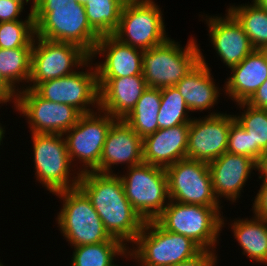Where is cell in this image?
<instances>
[{
  "label": "cell",
  "mask_w": 267,
  "mask_h": 266,
  "mask_svg": "<svg viewBox=\"0 0 267 266\" xmlns=\"http://www.w3.org/2000/svg\"><path fill=\"white\" fill-rule=\"evenodd\" d=\"M78 187L90 199L109 235L124 245H133L145 221L126 198L120 176L96 171L82 173Z\"/></svg>",
  "instance_id": "1"
},
{
  "label": "cell",
  "mask_w": 267,
  "mask_h": 266,
  "mask_svg": "<svg viewBox=\"0 0 267 266\" xmlns=\"http://www.w3.org/2000/svg\"><path fill=\"white\" fill-rule=\"evenodd\" d=\"M220 210L221 207L183 204L169 200L155 221L167 231L191 238L203 250L216 251L214 248L219 243L218 237L225 225Z\"/></svg>",
  "instance_id": "2"
},
{
  "label": "cell",
  "mask_w": 267,
  "mask_h": 266,
  "mask_svg": "<svg viewBox=\"0 0 267 266\" xmlns=\"http://www.w3.org/2000/svg\"><path fill=\"white\" fill-rule=\"evenodd\" d=\"M54 195L63 200L56 221L60 232L70 245L75 247L102 242H121L109 235L90 199L79 187L58 191Z\"/></svg>",
  "instance_id": "3"
},
{
  "label": "cell",
  "mask_w": 267,
  "mask_h": 266,
  "mask_svg": "<svg viewBox=\"0 0 267 266\" xmlns=\"http://www.w3.org/2000/svg\"><path fill=\"white\" fill-rule=\"evenodd\" d=\"M129 248L130 256L142 266H171L198 255L203 249L191 238L163 229L155 220L146 221Z\"/></svg>",
  "instance_id": "4"
},
{
  "label": "cell",
  "mask_w": 267,
  "mask_h": 266,
  "mask_svg": "<svg viewBox=\"0 0 267 266\" xmlns=\"http://www.w3.org/2000/svg\"><path fill=\"white\" fill-rule=\"evenodd\" d=\"M172 40L143 51L142 74L150 88L175 86L200 62L201 50L193 37L184 48Z\"/></svg>",
  "instance_id": "5"
},
{
  "label": "cell",
  "mask_w": 267,
  "mask_h": 266,
  "mask_svg": "<svg viewBox=\"0 0 267 266\" xmlns=\"http://www.w3.org/2000/svg\"><path fill=\"white\" fill-rule=\"evenodd\" d=\"M32 14L36 37L75 44L90 56L100 39L88 23L84 5L75 0L66 6L52 7L49 13Z\"/></svg>",
  "instance_id": "6"
},
{
  "label": "cell",
  "mask_w": 267,
  "mask_h": 266,
  "mask_svg": "<svg viewBox=\"0 0 267 266\" xmlns=\"http://www.w3.org/2000/svg\"><path fill=\"white\" fill-rule=\"evenodd\" d=\"M127 169L120 176L126 198L145 222L155 220L170 200L165 168L142 163Z\"/></svg>",
  "instance_id": "7"
},
{
  "label": "cell",
  "mask_w": 267,
  "mask_h": 266,
  "mask_svg": "<svg viewBox=\"0 0 267 266\" xmlns=\"http://www.w3.org/2000/svg\"><path fill=\"white\" fill-rule=\"evenodd\" d=\"M161 8L153 0H126L113 36L133 48L146 51L165 42Z\"/></svg>",
  "instance_id": "8"
},
{
  "label": "cell",
  "mask_w": 267,
  "mask_h": 266,
  "mask_svg": "<svg viewBox=\"0 0 267 266\" xmlns=\"http://www.w3.org/2000/svg\"><path fill=\"white\" fill-rule=\"evenodd\" d=\"M31 134L36 180L53 194L78 187L80 174L71 177L73 167L63 134Z\"/></svg>",
  "instance_id": "9"
},
{
  "label": "cell",
  "mask_w": 267,
  "mask_h": 266,
  "mask_svg": "<svg viewBox=\"0 0 267 266\" xmlns=\"http://www.w3.org/2000/svg\"><path fill=\"white\" fill-rule=\"evenodd\" d=\"M90 62L92 64L90 55L75 44L35 36L31 53L30 84L25 87L34 89L41 82L76 72L74 68L90 67Z\"/></svg>",
  "instance_id": "10"
},
{
  "label": "cell",
  "mask_w": 267,
  "mask_h": 266,
  "mask_svg": "<svg viewBox=\"0 0 267 266\" xmlns=\"http://www.w3.org/2000/svg\"><path fill=\"white\" fill-rule=\"evenodd\" d=\"M97 110L98 112L82 114L77 123L63 134L72 165H74V160L83 163L81 168H77L79 174L99 172L100 158L107 133L117 120L109 114Z\"/></svg>",
  "instance_id": "11"
},
{
  "label": "cell",
  "mask_w": 267,
  "mask_h": 266,
  "mask_svg": "<svg viewBox=\"0 0 267 266\" xmlns=\"http://www.w3.org/2000/svg\"><path fill=\"white\" fill-rule=\"evenodd\" d=\"M169 199L208 207H220L216 199L208 163L188 158L165 168Z\"/></svg>",
  "instance_id": "12"
},
{
  "label": "cell",
  "mask_w": 267,
  "mask_h": 266,
  "mask_svg": "<svg viewBox=\"0 0 267 266\" xmlns=\"http://www.w3.org/2000/svg\"><path fill=\"white\" fill-rule=\"evenodd\" d=\"M20 89L14 108L26 116L31 133L64 134L82 115L71 105L43 99L33 89Z\"/></svg>",
  "instance_id": "13"
},
{
  "label": "cell",
  "mask_w": 267,
  "mask_h": 266,
  "mask_svg": "<svg viewBox=\"0 0 267 266\" xmlns=\"http://www.w3.org/2000/svg\"><path fill=\"white\" fill-rule=\"evenodd\" d=\"M89 69L46 80L33 90L43 99L71 105L81 114L93 113L89 107L91 105L99 109V87L96 68L91 65Z\"/></svg>",
  "instance_id": "14"
},
{
  "label": "cell",
  "mask_w": 267,
  "mask_h": 266,
  "mask_svg": "<svg viewBox=\"0 0 267 266\" xmlns=\"http://www.w3.org/2000/svg\"><path fill=\"white\" fill-rule=\"evenodd\" d=\"M203 119V120H202ZM234 115L211 112L192 118L189 126L187 158L210 163L227 151L228 134Z\"/></svg>",
  "instance_id": "15"
},
{
  "label": "cell",
  "mask_w": 267,
  "mask_h": 266,
  "mask_svg": "<svg viewBox=\"0 0 267 266\" xmlns=\"http://www.w3.org/2000/svg\"><path fill=\"white\" fill-rule=\"evenodd\" d=\"M225 17L206 18L209 36L214 49L228 68L238 65L255 49L242 25L226 10ZM208 19V20H207Z\"/></svg>",
  "instance_id": "16"
},
{
  "label": "cell",
  "mask_w": 267,
  "mask_h": 266,
  "mask_svg": "<svg viewBox=\"0 0 267 266\" xmlns=\"http://www.w3.org/2000/svg\"><path fill=\"white\" fill-rule=\"evenodd\" d=\"M208 166L213 192L218 202L221 197L232 202L238 200L237 198H240L241 190L243 191L252 171L258 170L259 172L261 170V167L253 159L227 152L208 163Z\"/></svg>",
  "instance_id": "17"
},
{
  "label": "cell",
  "mask_w": 267,
  "mask_h": 266,
  "mask_svg": "<svg viewBox=\"0 0 267 266\" xmlns=\"http://www.w3.org/2000/svg\"><path fill=\"white\" fill-rule=\"evenodd\" d=\"M102 54L104 62L95 65L97 78H120L143 75V51L120 42L113 35L101 36L90 58Z\"/></svg>",
  "instance_id": "18"
},
{
  "label": "cell",
  "mask_w": 267,
  "mask_h": 266,
  "mask_svg": "<svg viewBox=\"0 0 267 266\" xmlns=\"http://www.w3.org/2000/svg\"><path fill=\"white\" fill-rule=\"evenodd\" d=\"M127 164V168L143 163V139L123 120L110 127L99 163L100 173H113L112 166Z\"/></svg>",
  "instance_id": "19"
},
{
  "label": "cell",
  "mask_w": 267,
  "mask_h": 266,
  "mask_svg": "<svg viewBox=\"0 0 267 266\" xmlns=\"http://www.w3.org/2000/svg\"><path fill=\"white\" fill-rule=\"evenodd\" d=\"M99 110L116 119H124L148 88L143 75L97 78Z\"/></svg>",
  "instance_id": "20"
},
{
  "label": "cell",
  "mask_w": 267,
  "mask_h": 266,
  "mask_svg": "<svg viewBox=\"0 0 267 266\" xmlns=\"http://www.w3.org/2000/svg\"><path fill=\"white\" fill-rule=\"evenodd\" d=\"M190 124L158 129L143 139V163L166 168L187 158Z\"/></svg>",
  "instance_id": "21"
},
{
  "label": "cell",
  "mask_w": 267,
  "mask_h": 266,
  "mask_svg": "<svg viewBox=\"0 0 267 266\" xmlns=\"http://www.w3.org/2000/svg\"><path fill=\"white\" fill-rule=\"evenodd\" d=\"M230 70L224 91L234 102H246L267 79V50H254Z\"/></svg>",
  "instance_id": "22"
},
{
  "label": "cell",
  "mask_w": 267,
  "mask_h": 266,
  "mask_svg": "<svg viewBox=\"0 0 267 266\" xmlns=\"http://www.w3.org/2000/svg\"><path fill=\"white\" fill-rule=\"evenodd\" d=\"M207 64L200 53V62L175 85L191 112L211 109L220 97Z\"/></svg>",
  "instance_id": "23"
},
{
  "label": "cell",
  "mask_w": 267,
  "mask_h": 266,
  "mask_svg": "<svg viewBox=\"0 0 267 266\" xmlns=\"http://www.w3.org/2000/svg\"><path fill=\"white\" fill-rule=\"evenodd\" d=\"M236 219L232 224L234 237L251 260L267 264V221L257 218Z\"/></svg>",
  "instance_id": "24"
},
{
  "label": "cell",
  "mask_w": 267,
  "mask_h": 266,
  "mask_svg": "<svg viewBox=\"0 0 267 266\" xmlns=\"http://www.w3.org/2000/svg\"><path fill=\"white\" fill-rule=\"evenodd\" d=\"M242 114L234 116L251 139V159L260 167L267 158V109L250 106L246 102L237 103Z\"/></svg>",
  "instance_id": "25"
},
{
  "label": "cell",
  "mask_w": 267,
  "mask_h": 266,
  "mask_svg": "<svg viewBox=\"0 0 267 266\" xmlns=\"http://www.w3.org/2000/svg\"><path fill=\"white\" fill-rule=\"evenodd\" d=\"M161 88L148 87L123 119L142 139L158 130Z\"/></svg>",
  "instance_id": "26"
},
{
  "label": "cell",
  "mask_w": 267,
  "mask_h": 266,
  "mask_svg": "<svg viewBox=\"0 0 267 266\" xmlns=\"http://www.w3.org/2000/svg\"><path fill=\"white\" fill-rule=\"evenodd\" d=\"M129 247L122 242H102L75 246L70 266H114L116 257L128 258Z\"/></svg>",
  "instance_id": "27"
},
{
  "label": "cell",
  "mask_w": 267,
  "mask_h": 266,
  "mask_svg": "<svg viewBox=\"0 0 267 266\" xmlns=\"http://www.w3.org/2000/svg\"><path fill=\"white\" fill-rule=\"evenodd\" d=\"M228 11L242 25L255 50H267V9L253 4L231 5Z\"/></svg>",
  "instance_id": "28"
},
{
  "label": "cell",
  "mask_w": 267,
  "mask_h": 266,
  "mask_svg": "<svg viewBox=\"0 0 267 266\" xmlns=\"http://www.w3.org/2000/svg\"><path fill=\"white\" fill-rule=\"evenodd\" d=\"M126 0H87L84 4L91 28L101 37L113 35L118 28L120 14Z\"/></svg>",
  "instance_id": "29"
},
{
  "label": "cell",
  "mask_w": 267,
  "mask_h": 266,
  "mask_svg": "<svg viewBox=\"0 0 267 266\" xmlns=\"http://www.w3.org/2000/svg\"><path fill=\"white\" fill-rule=\"evenodd\" d=\"M33 47L13 49L0 48V75L15 90L19 82L29 83L31 74V53ZM17 85V89H16Z\"/></svg>",
  "instance_id": "30"
},
{
  "label": "cell",
  "mask_w": 267,
  "mask_h": 266,
  "mask_svg": "<svg viewBox=\"0 0 267 266\" xmlns=\"http://www.w3.org/2000/svg\"><path fill=\"white\" fill-rule=\"evenodd\" d=\"M184 98L175 86L161 88V105L158 113V129L190 124L191 117ZM189 117V118H188Z\"/></svg>",
  "instance_id": "31"
},
{
  "label": "cell",
  "mask_w": 267,
  "mask_h": 266,
  "mask_svg": "<svg viewBox=\"0 0 267 266\" xmlns=\"http://www.w3.org/2000/svg\"><path fill=\"white\" fill-rule=\"evenodd\" d=\"M26 20H15L0 23V48L13 49L33 47L35 23L33 14L29 13Z\"/></svg>",
  "instance_id": "32"
},
{
  "label": "cell",
  "mask_w": 267,
  "mask_h": 266,
  "mask_svg": "<svg viewBox=\"0 0 267 266\" xmlns=\"http://www.w3.org/2000/svg\"><path fill=\"white\" fill-rule=\"evenodd\" d=\"M226 152L251 158L250 136L236 120L230 126Z\"/></svg>",
  "instance_id": "33"
},
{
  "label": "cell",
  "mask_w": 267,
  "mask_h": 266,
  "mask_svg": "<svg viewBox=\"0 0 267 266\" xmlns=\"http://www.w3.org/2000/svg\"><path fill=\"white\" fill-rule=\"evenodd\" d=\"M259 179H262V185L253 202L254 216L267 221V177L259 171Z\"/></svg>",
  "instance_id": "34"
},
{
  "label": "cell",
  "mask_w": 267,
  "mask_h": 266,
  "mask_svg": "<svg viewBox=\"0 0 267 266\" xmlns=\"http://www.w3.org/2000/svg\"><path fill=\"white\" fill-rule=\"evenodd\" d=\"M24 6L15 0H0V23L19 20Z\"/></svg>",
  "instance_id": "35"
},
{
  "label": "cell",
  "mask_w": 267,
  "mask_h": 266,
  "mask_svg": "<svg viewBox=\"0 0 267 266\" xmlns=\"http://www.w3.org/2000/svg\"><path fill=\"white\" fill-rule=\"evenodd\" d=\"M214 252L211 250H202L195 257L171 266H215L218 263V259Z\"/></svg>",
  "instance_id": "36"
},
{
  "label": "cell",
  "mask_w": 267,
  "mask_h": 266,
  "mask_svg": "<svg viewBox=\"0 0 267 266\" xmlns=\"http://www.w3.org/2000/svg\"><path fill=\"white\" fill-rule=\"evenodd\" d=\"M246 103L255 108L267 109V79Z\"/></svg>",
  "instance_id": "37"
},
{
  "label": "cell",
  "mask_w": 267,
  "mask_h": 266,
  "mask_svg": "<svg viewBox=\"0 0 267 266\" xmlns=\"http://www.w3.org/2000/svg\"><path fill=\"white\" fill-rule=\"evenodd\" d=\"M17 91H15L0 75V104L7 105V102H13L14 106H16L17 100Z\"/></svg>",
  "instance_id": "38"
},
{
  "label": "cell",
  "mask_w": 267,
  "mask_h": 266,
  "mask_svg": "<svg viewBox=\"0 0 267 266\" xmlns=\"http://www.w3.org/2000/svg\"><path fill=\"white\" fill-rule=\"evenodd\" d=\"M72 0H37L36 8L33 13H49L52 7L66 6Z\"/></svg>",
  "instance_id": "39"
},
{
  "label": "cell",
  "mask_w": 267,
  "mask_h": 266,
  "mask_svg": "<svg viewBox=\"0 0 267 266\" xmlns=\"http://www.w3.org/2000/svg\"><path fill=\"white\" fill-rule=\"evenodd\" d=\"M15 1H18L20 4H22L24 6L25 3H29V1H31V0H15ZM31 4H33V5H31L30 13H33L35 8H36L37 0H32Z\"/></svg>",
  "instance_id": "40"
},
{
  "label": "cell",
  "mask_w": 267,
  "mask_h": 266,
  "mask_svg": "<svg viewBox=\"0 0 267 266\" xmlns=\"http://www.w3.org/2000/svg\"><path fill=\"white\" fill-rule=\"evenodd\" d=\"M252 2L260 8L267 9V0H253Z\"/></svg>",
  "instance_id": "41"
},
{
  "label": "cell",
  "mask_w": 267,
  "mask_h": 266,
  "mask_svg": "<svg viewBox=\"0 0 267 266\" xmlns=\"http://www.w3.org/2000/svg\"><path fill=\"white\" fill-rule=\"evenodd\" d=\"M260 171L267 177V158H266V160L263 162Z\"/></svg>",
  "instance_id": "42"
},
{
  "label": "cell",
  "mask_w": 267,
  "mask_h": 266,
  "mask_svg": "<svg viewBox=\"0 0 267 266\" xmlns=\"http://www.w3.org/2000/svg\"><path fill=\"white\" fill-rule=\"evenodd\" d=\"M4 129L5 128H3V126L0 125V145H2L1 142H2V139L4 138V134H5V130Z\"/></svg>",
  "instance_id": "43"
},
{
  "label": "cell",
  "mask_w": 267,
  "mask_h": 266,
  "mask_svg": "<svg viewBox=\"0 0 267 266\" xmlns=\"http://www.w3.org/2000/svg\"><path fill=\"white\" fill-rule=\"evenodd\" d=\"M75 1L83 5L87 2V0H75Z\"/></svg>",
  "instance_id": "44"
}]
</instances>
